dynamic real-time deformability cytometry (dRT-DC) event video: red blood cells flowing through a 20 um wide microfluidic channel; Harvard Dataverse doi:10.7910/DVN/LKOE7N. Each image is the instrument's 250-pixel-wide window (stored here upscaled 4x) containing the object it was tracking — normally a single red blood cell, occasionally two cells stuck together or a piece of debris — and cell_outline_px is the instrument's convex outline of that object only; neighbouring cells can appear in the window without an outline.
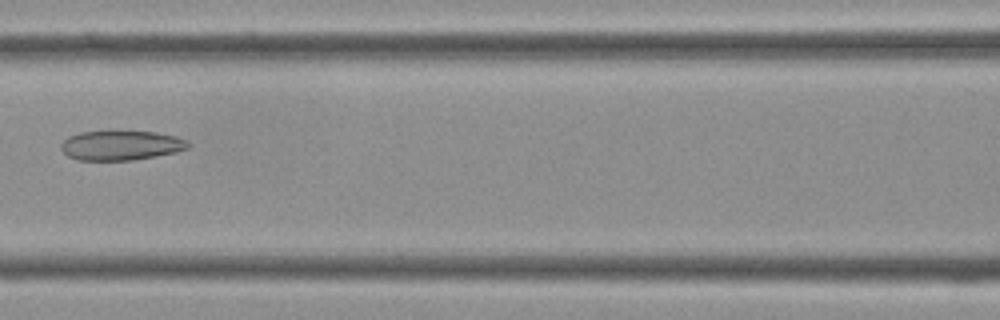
{"species": "Egyptian fruit bat (a non-hibernating species)", "species_latin": "Rousettus aegyptiacus", "temperature_condition": "cold", "stored_images_in_passage": 34, "camera_frame_rate_fps": 3000, "um_per_image_px": 0.085, "frame": {"image": 1, "passage_image": 11, "time_ms": 3.333, "image_size_px": [1000, 320], "cell_outline_px": [[192, 144], [188, 148], [176, 152], [156, 156], [132, 160], [76, 160], [68, 156], [60, 148], [60, 144], [68, 136], [80, 132], [156, 132], [176, 136], [188, 140]], "centroid_in_image_um": [10.3, 12.36], "position_along_channel_um": 156.3, "area_um2": 21.91}}
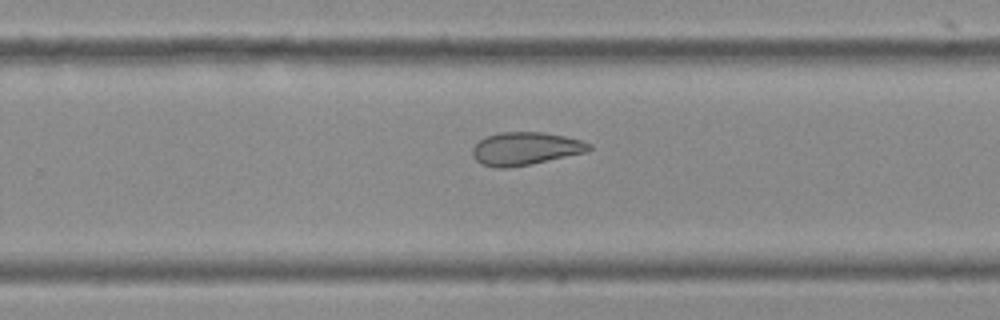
{"frame": {"image": 2, "passage_image": 19, "time_ms": 6.0, "image_size_px": [1000, 320], "cell_outline_px": [[592, 148], [588, 152], [532, 164], [508, 168], [496, 168], [480, 164], [472, 156], [472, 148], [480, 140], [488, 136], [500, 132], [540, 132], [564, 136], [580, 140], [592, 144]], "centroid_in_image_um": [44.66, 12.65], "position_along_channel_um": 285.1, "area_um2": 22.48}}
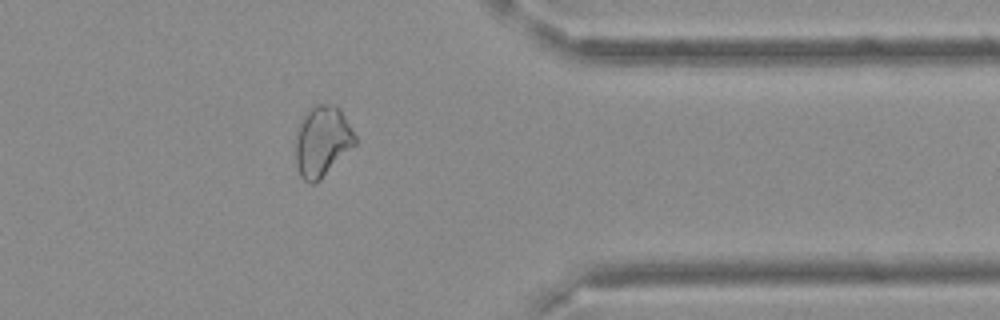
{"frame": {"image": 3, "passage_image": 26, "time_ms": 8.333, "image_size_px": [1000, 320], "cell_outline_px": [[356, 144], [316, 184], [308, 184], [300, 176], [296, 164], [296, 128], [304, 112], [316, 104], [336, 104], [340, 108], [356, 136]], "centroid_in_image_um": [27.37, 12.0], "position_along_channel_um": 384.0, "area_um2": 24.85}}